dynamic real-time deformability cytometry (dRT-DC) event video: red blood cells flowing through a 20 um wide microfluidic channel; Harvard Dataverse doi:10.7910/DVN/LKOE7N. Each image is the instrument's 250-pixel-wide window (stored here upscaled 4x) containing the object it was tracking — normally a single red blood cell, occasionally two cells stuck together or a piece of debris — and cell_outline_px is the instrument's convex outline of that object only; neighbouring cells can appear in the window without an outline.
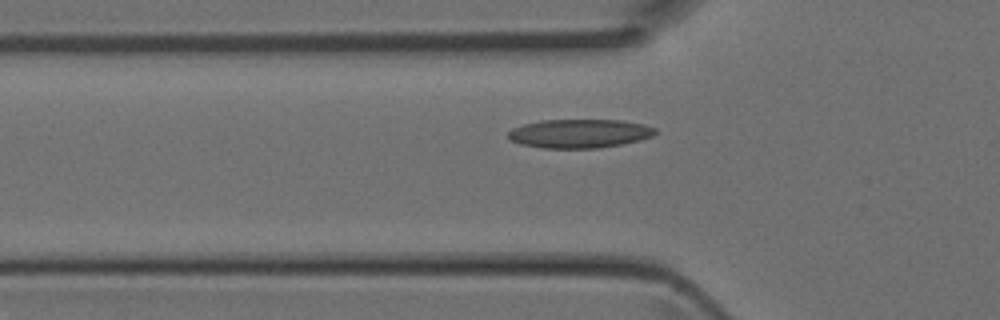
{"species": "Egyptian fruit bat (a non-hibernating species)", "species_latin": "Rousettus aegyptiacus", "temperature_condition": "room temperature", "stored_images_in_passage": 4, "camera_frame_rate_fps": 3000, "um_per_image_px": 0.085, "animal": {"sex": "female"}, "frame": {"image": 1, "passage_image": 4, "time_ms": 1.0, "image_size_px": [1000, 320], "cell_outline_px": [[656, 132], [652, 136], [640, 140], [600, 148], [544, 148], [520, 144], [508, 140], [508, 132], [512, 128], [524, 124], [540, 120], [620, 120], [644, 124], [656, 128]], "centroid_in_image_um": [49.23, 11.35], "position_along_channel_um": 76.6, "area_um2": 24.74}}